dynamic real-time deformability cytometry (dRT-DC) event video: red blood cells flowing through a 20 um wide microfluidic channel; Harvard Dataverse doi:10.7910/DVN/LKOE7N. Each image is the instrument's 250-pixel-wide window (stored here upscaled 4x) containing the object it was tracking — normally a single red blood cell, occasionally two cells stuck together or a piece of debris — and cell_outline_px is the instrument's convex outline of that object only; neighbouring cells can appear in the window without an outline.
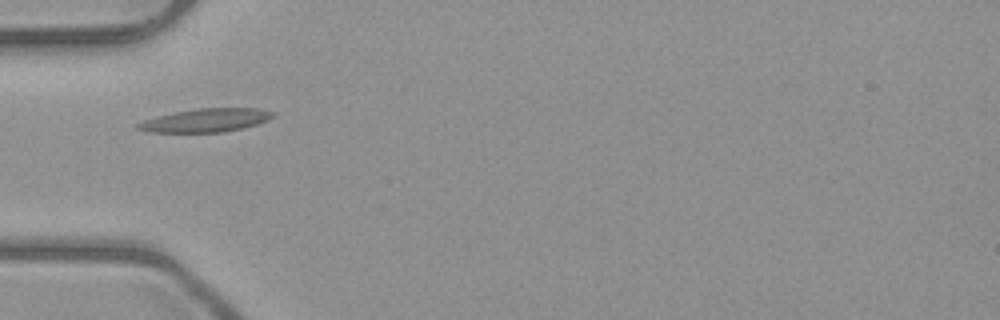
{"species": "common noctule bat (a hibernating species)", "species_latin": "Nyctalus noctula", "temperature_condition": "room temperature", "stored_images_in_passage": 36, "camera_frame_rate_fps": 3000, "um_per_image_px": 0.085, "animal": {"sex": "male", "body_mass_g": 23.1, "forearm_length_mm": 52.7}, "frame": {"image": 1, "passage_image": 1, "time_ms": 0.0, "image_size_px": [1000, 320], "cell_outline_px": [[276, 116], [268, 120], [256, 124], [224, 132], [148, 132], [136, 128], [136, 124], [144, 120], [176, 112], [196, 108], [260, 108], [272, 112]], "centroid_in_image_um": [17.51, 10.22], "position_along_channel_um": 67.5, "area_um2": 18.21}}
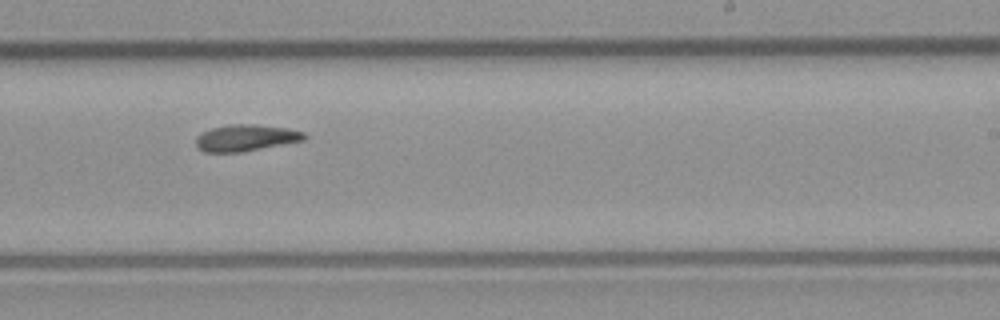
{"frame": {"image": 2, "passage_image": 16, "time_ms": 5.0, "image_size_px": [1000, 320], "cell_outline_px": [[308, 136], [304, 140], [240, 152], [204, 152], [196, 144], [196, 136], [212, 128], [232, 124], [256, 124], [288, 128], [304, 132]], "centroid_in_image_um": [20.92, 11.71], "position_along_channel_um": 268.1, "area_um2": 16.59}}
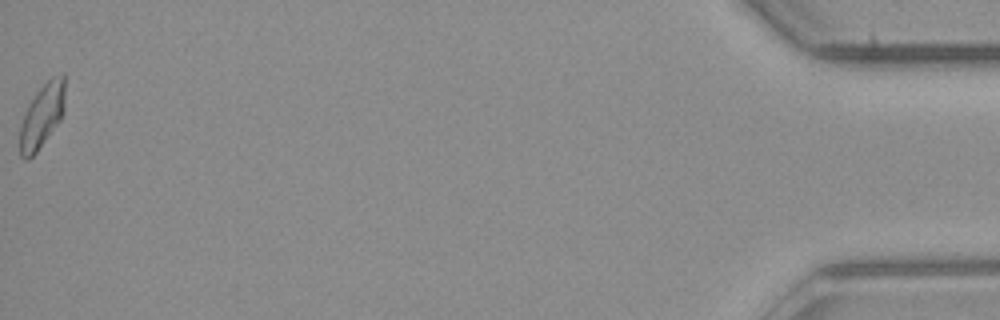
{"frame": {"image": 3, "passage_image": 36, "time_ms": 11.667, "image_size_px": [1000, 320], "cell_outline_px": [[64, 112], [60, 120], [36, 152], [28, 160], [24, 160], [20, 156], [20, 128], [28, 104], [36, 92], [52, 76], [60, 72], [64, 72]], "centroid_in_image_um": [3.58, 9.82], "position_along_channel_um": 431.6, "area_um2": 16.7}}